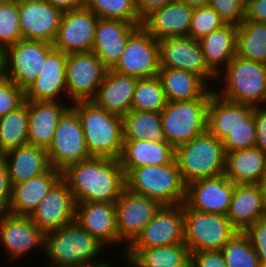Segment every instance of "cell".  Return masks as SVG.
Listing matches in <instances>:
<instances>
[{"mask_svg":"<svg viewBox=\"0 0 266 267\" xmlns=\"http://www.w3.org/2000/svg\"><path fill=\"white\" fill-rule=\"evenodd\" d=\"M76 203L116 202L126 188L119 160L92 157L73 163L62 171Z\"/></svg>","mask_w":266,"mask_h":267,"instance_id":"obj_1","label":"cell"},{"mask_svg":"<svg viewBox=\"0 0 266 267\" xmlns=\"http://www.w3.org/2000/svg\"><path fill=\"white\" fill-rule=\"evenodd\" d=\"M77 113L91 157L118 160L123 148L122 117L107 112L93 100L70 105Z\"/></svg>","mask_w":266,"mask_h":267,"instance_id":"obj_2","label":"cell"},{"mask_svg":"<svg viewBox=\"0 0 266 267\" xmlns=\"http://www.w3.org/2000/svg\"><path fill=\"white\" fill-rule=\"evenodd\" d=\"M104 248L76 221L45 233L44 254L49 259V267H77L98 262Z\"/></svg>","mask_w":266,"mask_h":267,"instance_id":"obj_3","label":"cell"},{"mask_svg":"<svg viewBox=\"0 0 266 267\" xmlns=\"http://www.w3.org/2000/svg\"><path fill=\"white\" fill-rule=\"evenodd\" d=\"M175 159L185 185L202 178L218 176L225 171V150L208 130L175 148Z\"/></svg>","mask_w":266,"mask_h":267,"instance_id":"obj_4","label":"cell"},{"mask_svg":"<svg viewBox=\"0 0 266 267\" xmlns=\"http://www.w3.org/2000/svg\"><path fill=\"white\" fill-rule=\"evenodd\" d=\"M125 182L129 191L156 200L161 205H178L185 201L186 185L176 159L166 165L132 168L125 175Z\"/></svg>","mask_w":266,"mask_h":267,"instance_id":"obj_5","label":"cell"},{"mask_svg":"<svg viewBox=\"0 0 266 267\" xmlns=\"http://www.w3.org/2000/svg\"><path fill=\"white\" fill-rule=\"evenodd\" d=\"M224 70L225 75H217V81L225 84L214 92L229 101L266 106V64L235 55Z\"/></svg>","mask_w":266,"mask_h":267,"instance_id":"obj_6","label":"cell"},{"mask_svg":"<svg viewBox=\"0 0 266 267\" xmlns=\"http://www.w3.org/2000/svg\"><path fill=\"white\" fill-rule=\"evenodd\" d=\"M213 92L210 88L198 99L167 102L160 112L166 142L176 148L207 131L208 107Z\"/></svg>","mask_w":266,"mask_h":267,"instance_id":"obj_7","label":"cell"},{"mask_svg":"<svg viewBox=\"0 0 266 267\" xmlns=\"http://www.w3.org/2000/svg\"><path fill=\"white\" fill-rule=\"evenodd\" d=\"M52 43L21 39L0 53V73L24 91L41 74Z\"/></svg>","mask_w":266,"mask_h":267,"instance_id":"obj_8","label":"cell"},{"mask_svg":"<svg viewBox=\"0 0 266 267\" xmlns=\"http://www.w3.org/2000/svg\"><path fill=\"white\" fill-rule=\"evenodd\" d=\"M237 232L227 215L184 208V243L190 253L221 250Z\"/></svg>","mask_w":266,"mask_h":267,"instance_id":"obj_9","label":"cell"},{"mask_svg":"<svg viewBox=\"0 0 266 267\" xmlns=\"http://www.w3.org/2000/svg\"><path fill=\"white\" fill-rule=\"evenodd\" d=\"M47 153L51 167L60 171L73 163L92 158L86 147L80 119L71 107L59 119Z\"/></svg>","mask_w":266,"mask_h":267,"instance_id":"obj_10","label":"cell"},{"mask_svg":"<svg viewBox=\"0 0 266 267\" xmlns=\"http://www.w3.org/2000/svg\"><path fill=\"white\" fill-rule=\"evenodd\" d=\"M107 70L93 51L67 54L65 77L70 104L93 100Z\"/></svg>","mask_w":266,"mask_h":267,"instance_id":"obj_11","label":"cell"},{"mask_svg":"<svg viewBox=\"0 0 266 267\" xmlns=\"http://www.w3.org/2000/svg\"><path fill=\"white\" fill-rule=\"evenodd\" d=\"M111 70L137 79L158 76L160 71L158 40L139 26L129 36L123 54Z\"/></svg>","mask_w":266,"mask_h":267,"instance_id":"obj_12","label":"cell"},{"mask_svg":"<svg viewBox=\"0 0 266 267\" xmlns=\"http://www.w3.org/2000/svg\"><path fill=\"white\" fill-rule=\"evenodd\" d=\"M158 44L160 68L194 73L208 85L210 80L217 81V75L207 65L198 40L190 36L167 37L158 40Z\"/></svg>","mask_w":266,"mask_h":267,"instance_id":"obj_13","label":"cell"},{"mask_svg":"<svg viewBox=\"0 0 266 267\" xmlns=\"http://www.w3.org/2000/svg\"><path fill=\"white\" fill-rule=\"evenodd\" d=\"M161 206L156 200L125 188L115 202L118 243H126L128 247Z\"/></svg>","mask_w":266,"mask_h":267,"instance_id":"obj_14","label":"cell"},{"mask_svg":"<svg viewBox=\"0 0 266 267\" xmlns=\"http://www.w3.org/2000/svg\"><path fill=\"white\" fill-rule=\"evenodd\" d=\"M184 243L183 204L162 205L137 238L124 249H147Z\"/></svg>","mask_w":266,"mask_h":267,"instance_id":"obj_15","label":"cell"},{"mask_svg":"<svg viewBox=\"0 0 266 267\" xmlns=\"http://www.w3.org/2000/svg\"><path fill=\"white\" fill-rule=\"evenodd\" d=\"M98 19L86 7L65 11L52 43L54 48L65 54L92 51Z\"/></svg>","mask_w":266,"mask_h":267,"instance_id":"obj_16","label":"cell"},{"mask_svg":"<svg viewBox=\"0 0 266 267\" xmlns=\"http://www.w3.org/2000/svg\"><path fill=\"white\" fill-rule=\"evenodd\" d=\"M234 183L225 175L202 178L186 185L183 208L227 215Z\"/></svg>","mask_w":266,"mask_h":267,"instance_id":"obj_17","label":"cell"},{"mask_svg":"<svg viewBox=\"0 0 266 267\" xmlns=\"http://www.w3.org/2000/svg\"><path fill=\"white\" fill-rule=\"evenodd\" d=\"M0 242L11 255L10 260L30 254V250L44 252L45 233L29 216H17L0 212ZM36 248V249H35Z\"/></svg>","mask_w":266,"mask_h":267,"instance_id":"obj_18","label":"cell"},{"mask_svg":"<svg viewBox=\"0 0 266 267\" xmlns=\"http://www.w3.org/2000/svg\"><path fill=\"white\" fill-rule=\"evenodd\" d=\"M22 39L53 43L63 11L44 0H18Z\"/></svg>","mask_w":266,"mask_h":267,"instance_id":"obj_19","label":"cell"},{"mask_svg":"<svg viewBox=\"0 0 266 267\" xmlns=\"http://www.w3.org/2000/svg\"><path fill=\"white\" fill-rule=\"evenodd\" d=\"M76 202L68 184L61 179L29 216L44 232L60 229L75 221Z\"/></svg>","mask_w":266,"mask_h":267,"instance_id":"obj_20","label":"cell"},{"mask_svg":"<svg viewBox=\"0 0 266 267\" xmlns=\"http://www.w3.org/2000/svg\"><path fill=\"white\" fill-rule=\"evenodd\" d=\"M75 221L105 247L118 245L115 202L76 203Z\"/></svg>","mask_w":266,"mask_h":267,"instance_id":"obj_21","label":"cell"},{"mask_svg":"<svg viewBox=\"0 0 266 267\" xmlns=\"http://www.w3.org/2000/svg\"><path fill=\"white\" fill-rule=\"evenodd\" d=\"M66 59L67 54L54 48L47 55L41 74L24 91L25 100L60 101L59 95L67 96Z\"/></svg>","mask_w":266,"mask_h":267,"instance_id":"obj_22","label":"cell"},{"mask_svg":"<svg viewBox=\"0 0 266 267\" xmlns=\"http://www.w3.org/2000/svg\"><path fill=\"white\" fill-rule=\"evenodd\" d=\"M142 25L122 20L98 19L92 51L111 69L123 54L129 36Z\"/></svg>","mask_w":266,"mask_h":267,"instance_id":"obj_23","label":"cell"},{"mask_svg":"<svg viewBox=\"0 0 266 267\" xmlns=\"http://www.w3.org/2000/svg\"><path fill=\"white\" fill-rule=\"evenodd\" d=\"M69 107L67 102L28 100V144L48 149L59 119Z\"/></svg>","mask_w":266,"mask_h":267,"instance_id":"obj_24","label":"cell"},{"mask_svg":"<svg viewBox=\"0 0 266 267\" xmlns=\"http://www.w3.org/2000/svg\"><path fill=\"white\" fill-rule=\"evenodd\" d=\"M193 10L176 0L153 11L142 21V27L157 40L189 36Z\"/></svg>","mask_w":266,"mask_h":267,"instance_id":"obj_25","label":"cell"},{"mask_svg":"<svg viewBox=\"0 0 266 267\" xmlns=\"http://www.w3.org/2000/svg\"><path fill=\"white\" fill-rule=\"evenodd\" d=\"M61 179L62 171L51 167L46 173L13 184L12 198L6 212L17 216H30Z\"/></svg>","mask_w":266,"mask_h":267,"instance_id":"obj_26","label":"cell"},{"mask_svg":"<svg viewBox=\"0 0 266 267\" xmlns=\"http://www.w3.org/2000/svg\"><path fill=\"white\" fill-rule=\"evenodd\" d=\"M137 80L108 69L93 101L107 112L123 117L131 110Z\"/></svg>","mask_w":266,"mask_h":267,"instance_id":"obj_27","label":"cell"},{"mask_svg":"<svg viewBox=\"0 0 266 267\" xmlns=\"http://www.w3.org/2000/svg\"><path fill=\"white\" fill-rule=\"evenodd\" d=\"M175 159V148L164 141L124 140L119 163L125 175L142 166H161Z\"/></svg>","mask_w":266,"mask_h":267,"instance_id":"obj_28","label":"cell"},{"mask_svg":"<svg viewBox=\"0 0 266 267\" xmlns=\"http://www.w3.org/2000/svg\"><path fill=\"white\" fill-rule=\"evenodd\" d=\"M254 106L229 101L216 92L210 96L207 130L223 140L253 114Z\"/></svg>","mask_w":266,"mask_h":267,"instance_id":"obj_29","label":"cell"},{"mask_svg":"<svg viewBox=\"0 0 266 267\" xmlns=\"http://www.w3.org/2000/svg\"><path fill=\"white\" fill-rule=\"evenodd\" d=\"M7 163L12 185L46 173L50 168L47 149L26 144L2 155Z\"/></svg>","mask_w":266,"mask_h":267,"instance_id":"obj_30","label":"cell"},{"mask_svg":"<svg viewBox=\"0 0 266 267\" xmlns=\"http://www.w3.org/2000/svg\"><path fill=\"white\" fill-rule=\"evenodd\" d=\"M266 216L257 184H234L227 217L240 232H244L259 218Z\"/></svg>","mask_w":266,"mask_h":267,"instance_id":"obj_31","label":"cell"},{"mask_svg":"<svg viewBox=\"0 0 266 267\" xmlns=\"http://www.w3.org/2000/svg\"><path fill=\"white\" fill-rule=\"evenodd\" d=\"M123 253V259L132 267H190L191 263V253L185 243L126 249Z\"/></svg>","mask_w":266,"mask_h":267,"instance_id":"obj_32","label":"cell"},{"mask_svg":"<svg viewBox=\"0 0 266 267\" xmlns=\"http://www.w3.org/2000/svg\"><path fill=\"white\" fill-rule=\"evenodd\" d=\"M224 174L234 184H256L266 174V153L257 147L225 152Z\"/></svg>","mask_w":266,"mask_h":267,"instance_id":"obj_33","label":"cell"},{"mask_svg":"<svg viewBox=\"0 0 266 267\" xmlns=\"http://www.w3.org/2000/svg\"><path fill=\"white\" fill-rule=\"evenodd\" d=\"M237 29L238 26L226 24L198 40L207 65L216 75L235 56Z\"/></svg>","mask_w":266,"mask_h":267,"instance_id":"obj_34","label":"cell"},{"mask_svg":"<svg viewBox=\"0 0 266 267\" xmlns=\"http://www.w3.org/2000/svg\"><path fill=\"white\" fill-rule=\"evenodd\" d=\"M158 76L170 102L198 99L210 89L201 77L188 71L160 68Z\"/></svg>","mask_w":266,"mask_h":267,"instance_id":"obj_35","label":"cell"},{"mask_svg":"<svg viewBox=\"0 0 266 267\" xmlns=\"http://www.w3.org/2000/svg\"><path fill=\"white\" fill-rule=\"evenodd\" d=\"M239 58L266 64V23L243 20L237 29L236 52Z\"/></svg>","mask_w":266,"mask_h":267,"instance_id":"obj_36","label":"cell"},{"mask_svg":"<svg viewBox=\"0 0 266 267\" xmlns=\"http://www.w3.org/2000/svg\"><path fill=\"white\" fill-rule=\"evenodd\" d=\"M123 139L164 141L160 112L130 110L122 117Z\"/></svg>","mask_w":266,"mask_h":267,"instance_id":"obj_37","label":"cell"},{"mask_svg":"<svg viewBox=\"0 0 266 267\" xmlns=\"http://www.w3.org/2000/svg\"><path fill=\"white\" fill-rule=\"evenodd\" d=\"M28 100L0 117V155L28 144Z\"/></svg>","mask_w":266,"mask_h":267,"instance_id":"obj_38","label":"cell"},{"mask_svg":"<svg viewBox=\"0 0 266 267\" xmlns=\"http://www.w3.org/2000/svg\"><path fill=\"white\" fill-rule=\"evenodd\" d=\"M167 102L159 76L137 80L131 110L161 112Z\"/></svg>","mask_w":266,"mask_h":267,"instance_id":"obj_39","label":"cell"},{"mask_svg":"<svg viewBox=\"0 0 266 267\" xmlns=\"http://www.w3.org/2000/svg\"><path fill=\"white\" fill-rule=\"evenodd\" d=\"M84 7L100 19L122 20L142 25L135 7V0H84Z\"/></svg>","mask_w":266,"mask_h":267,"instance_id":"obj_40","label":"cell"},{"mask_svg":"<svg viewBox=\"0 0 266 267\" xmlns=\"http://www.w3.org/2000/svg\"><path fill=\"white\" fill-rule=\"evenodd\" d=\"M227 267H261L249 237L238 231L221 249Z\"/></svg>","mask_w":266,"mask_h":267,"instance_id":"obj_41","label":"cell"},{"mask_svg":"<svg viewBox=\"0 0 266 267\" xmlns=\"http://www.w3.org/2000/svg\"><path fill=\"white\" fill-rule=\"evenodd\" d=\"M21 39L18 0H0V53Z\"/></svg>","mask_w":266,"mask_h":267,"instance_id":"obj_42","label":"cell"},{"mask_svg":"<svg viewBox=\"0 0 266 267\" xmlns=\"http://www.w3.org/2000/svg\"><path fill=\"white\" fill-rule=\"evenodd\" d=\"M225 25L220 15L212 7L194 8L189 36L195 40H200L212 31L218 30Z\"/></svg>","mask_w":266,"mask_h":267,"instance_id":"obj_43","label":"cell"},{"mask_svg":"<svg viewBox=\"0 0 266 267\" xmlns=\"http://www.w3.org/2000/svg\"><path fill=\"white\" fill-rule=\"evenodd\" d=\"M256 121L252 114L242 125L231 131L223 140L225 152L255 147Z\"/></svg>","mask_w":266,"mask_h":267,"instance_id":"obj_44","label":"cell"},{"mask_svg":"<svg viewBox=\"0 0 266 267\" xmlns=\"http://www.w3.org/2000/svg\"><path fill=\"white\" fill-rule=\"evenodd\" d=\"M25 101L24 90L0 73V117Z\"/></svg>","mask_w":266,"mask_h":267,"instance_id":"obj_45","label":"cell"},{"mask_svg":"<svg viewBox=\"0 0 266 267\" xmlns=\"http://www.w3.org/2000/svg\"><path fill=\"white\" fill-rule=\"evenodd\" d=\"M212 7L225 22L239 26L245 17V0H210Z\"/></svg>","mask_w":266,"mask_h":267,"instance_id":"obj_46","label":"cell"},{"mask_svg":"<svg viewBox=\"0 0 266 267\" xmlns=\"http://www.w3.org/2000/svg\"><path fill=\"white\" fill-rule=\"evenodd\" d=\"M244 233L249 237L260 265H266V216L259 218Z\"/></svg>","mask_w":266,"mask_h":267,"instance_id":"obj_47","label":"cell"},{"mask_svg":"<svg viewBox=\"0 0 266 267\" xmlns=\"http://www.w3.org/2000/svg\"><path fill=\"white\" fill-rule=\"evenodd\" d=\"M190 267H227L221 250H203L191 253Z\"/></svg>","mask_w":266,"mask_h":267,"instance_id":"obj_48","label":"cell"},{"mask_svg":"<svg viewBox=\"0 0 266 267\" xmlns=\"http://www.w3.org/2000/svg\"><path fill=\"white\" fill-rule=\"evenodd\" d=\"M12 188L7 163L0 155V212L7 211L12 198Z\"/></svg>","mask_w":266,"mask_h":267,"instance_id":"obj_49","label":"cell"},{"mask_svg":"<svg viewBox=\"0 0 266 267\" xmlns=\"http://www.w3.org/2000/svg\"><path fill=\"white\" fill-rule=\"evenodd\" d=\"M254 118L256 121L255 147L266 153V107L265 105L254 106Z\"/></svg>","mask_w":266,"mask_h":267,"instance_id":"obj_50","label":"cell"},{"mask_svg":"<svg viewBox=\"0 0 266 267\" xmlns=\"http://www.w3.org/2000/svg\"><path fill=\"white\" fill-rule=\"evenodd\" d=\"M244 20L266 23V0H245Z\"/></svg>","mask_w":266,"mask_h":267,"instance_id":"obj_51","label":"cell"},{"mask_svg":"<svg viewBox=\"0 0 266 267\" xmlns=\"http://www.w3.org/2000/svg\"><path fill=\"white\" fill-rule=\"evenodd\" d=\"M176 0H135V7L139 19L143 21L153 11L163 8Z\"/></svg>","mask_w":266,"mask_h":267,"instance_id":"obj_52","label":"cell"},{"mask_svg":"<svg viewBox=\"0 0 266 267\" xmlns=\"http://www.w3.org/2000/svg\"><path fill=\"white\" fill-rule=\"evenodd\" d=\"M63 12L84 7V0H44Z\"/></svg>","mask_w":266,"mask_h":267,"instance_id":"obj_53","label":"cell"},{"mask_svg":"<svg viewBox=\"0 0 266 267\" xmlns=\"http://www.w3.org/2000/svg\"><path fill=\"white\" fill-rule=\"evenodd\" d=\"M179 2L185 3L192 8H200L209 6L210 0H177Z\"/></svg>","mask_w":266,"mask_h":267,"instance_id":"obj_54","label":"cell"},{"mask_svg":"<svg viewBox=\"0 0 266 267\" xmlns=\"http://www.w3.org/2000/svg\"><path fill=\"white\" fill-rule=\"evenodd\" d=\"M256 184L260 189L263 206L266 211V174Z\"/></svg>","mask_w":266,"mask_h":267,"instance_id":"obj_55","label":"cell"},{"mask_svg":"<svg viewBox=\"0 0 266 267\" xmlns=\"http://www.w3.org/2000/svg\"><path fill=\"white\" fill-rule=\"evenodd\" d=\"M111 264L112 263H110L109 261L105 262V261H103V259H102V261L100 259V261H98V262L84 264V265H79L77 267H111V266H113Z\"/></svg>","mask_w":266,"mask_h":267,"instance_id":"obj_56","label":"cell"}]
</instances>
